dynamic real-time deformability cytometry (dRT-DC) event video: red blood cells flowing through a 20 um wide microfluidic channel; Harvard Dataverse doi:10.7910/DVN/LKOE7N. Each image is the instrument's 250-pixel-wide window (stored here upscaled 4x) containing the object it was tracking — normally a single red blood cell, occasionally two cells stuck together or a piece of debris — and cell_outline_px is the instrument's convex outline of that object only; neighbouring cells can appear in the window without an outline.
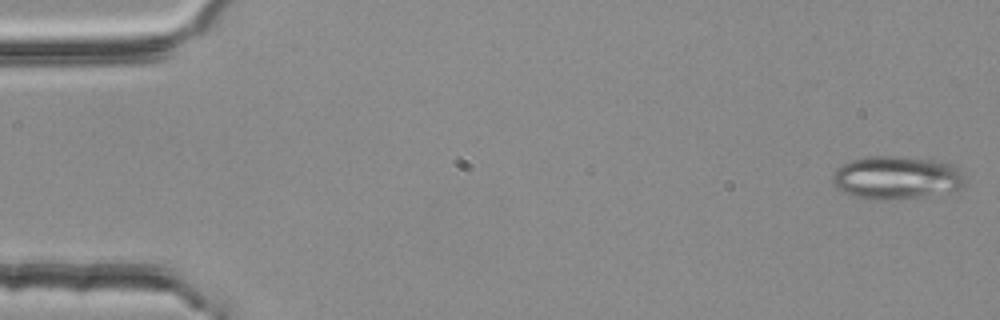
{"species": "common noctule bat (a hibernating species)", "species_latin": "Nyctalus noctula", "temperature_condition": "room temperature", "stored_images_in_passage": 4, "camera_frame_rate_fps": 3000, "um_per_image_px": 0.085, "animal": {"sex": "female", "body_mass_g": 25.1}, "frame": {"image": 1, "passage_image": 1, "time_ms": 0.0, "image_size_px": [1000, 320], "cell_outline_px": [[964, 184], [956, 192], [924, 196], [888, 200], [868, 200], [852, 196], [840, 188], [832, 180], [832, 172], [836, 168], [852, 160], [868, 156], [904, 156], [940, 160], [952, 164], [960, 168], [964, 176]], "centroid_in_image_um": [76.27, 15.1], "position_along_channel_um": 8.7, "area_um2": 33.87}}